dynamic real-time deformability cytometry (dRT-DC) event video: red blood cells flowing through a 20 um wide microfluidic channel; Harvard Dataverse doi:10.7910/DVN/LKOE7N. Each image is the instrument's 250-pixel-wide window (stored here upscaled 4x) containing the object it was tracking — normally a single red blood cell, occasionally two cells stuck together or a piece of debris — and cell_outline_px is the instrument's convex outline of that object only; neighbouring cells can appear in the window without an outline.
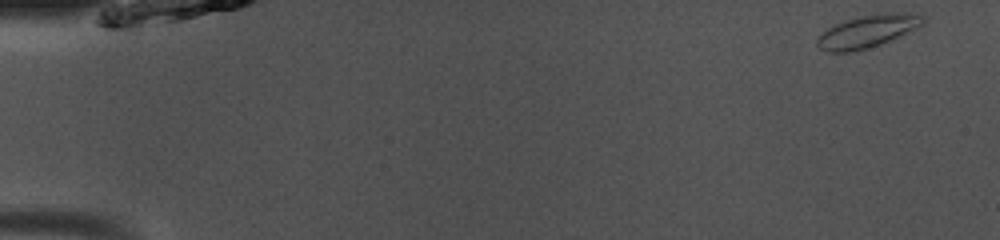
{"species": "common noctule bat (a hibernating species)", "species_latin": "Nyctalus noctula", "temperature_condition": "room temperature", "stored_images_in_passage": 15, "camera_frame_rate_fps": 3000, "um_per_image_px": 0.085, "animal": {"sex": "male", "body_mass_g": 13.0, "forearm_length_mm": 53.1}, "frame": {"image": 1, "passage_image": 1, "time_ms": 0.0, "image_size_px": [1000, 240], "cell_outline_px": [[924, 24], [920, 28], [880, 44], [848, 52], [828, 52], [820, 48], [816, 44], [816, 40], [828, 28], [836, 24], [848, 20], [864, 16], [888, 12], [916, 12], [924, 16]], "centroid_in_image_um": [73.84, 2.64], "position_along_channel_um": 11.2, "area_um2": 19.88}}